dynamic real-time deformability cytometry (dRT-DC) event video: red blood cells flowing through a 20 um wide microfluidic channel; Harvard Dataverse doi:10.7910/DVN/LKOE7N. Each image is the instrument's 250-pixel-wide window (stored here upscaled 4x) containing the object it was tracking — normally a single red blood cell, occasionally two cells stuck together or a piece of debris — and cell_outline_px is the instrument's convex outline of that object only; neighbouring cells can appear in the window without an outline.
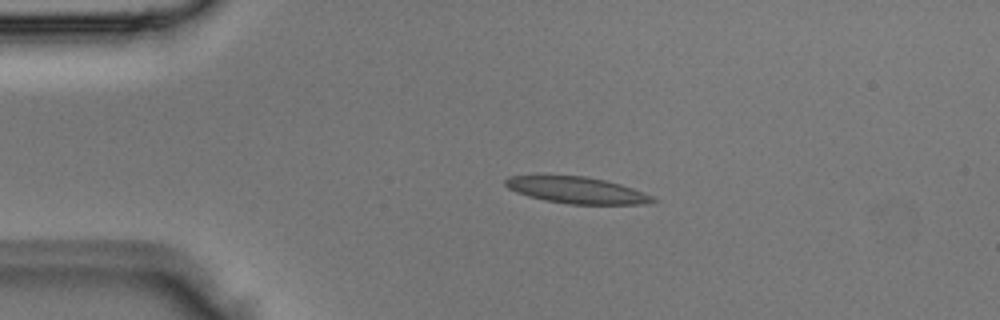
{"species": "Egyptian fruit bat (a non-hibernating species)", "species_latin": "Rousettus aegyptiacus", "temperature_condition": "room temperature", "stored_images_in_passage": 4, "camera_frame_rate_fps": 3000, "um_per_image_px": 0.085, "animal": {"sex": "male"}, "frame": {"image": 1, "passage_image": 3, "time_ms": 0.667, "image_size_px": [1000, 320], "cell_outline_px": [[660, 200], [648, 204], [568, 204], [544, 200], [528, 196], [516, 192], [508, 188], [504, 184], [504, 180], [508, 176], [536, 172], [584, 176], [604, 180], [620, 184], [632, 188], [652, 196]], "centroid_in_image_um": [48.9, 16.11], "position_along_channel_um": 36.1, "area_um2": 23.76}}